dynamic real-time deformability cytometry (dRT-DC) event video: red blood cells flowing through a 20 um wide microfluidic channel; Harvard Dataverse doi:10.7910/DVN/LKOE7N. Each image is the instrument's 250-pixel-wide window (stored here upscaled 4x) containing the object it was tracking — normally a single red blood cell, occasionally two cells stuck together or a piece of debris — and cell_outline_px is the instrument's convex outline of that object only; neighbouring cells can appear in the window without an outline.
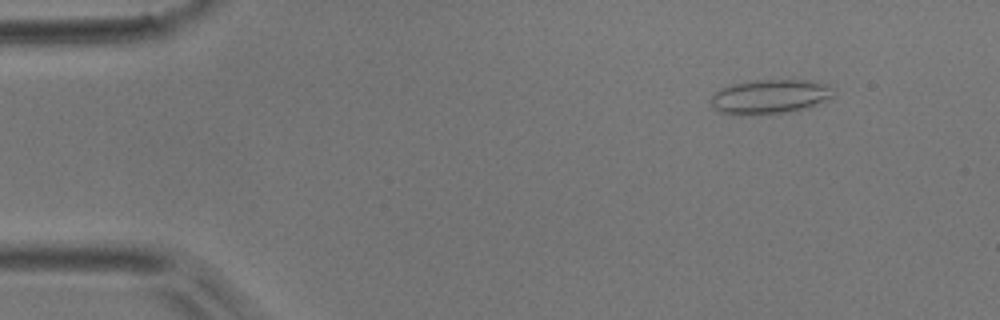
{"species": "common noctule bat (a hibernating species)", "species_latin": "Nyctalus noctula", "temperature_condition": "room temperature", "stored_images_in_passage": 51, "camera_frame_rate_fps": 3000, "um_per_image_px": 0.085, "animal": {"sex": "male", "body_mass_g": 17.9}, "frame": {"image": 1, "passage_image": 6, "time_ms": 1.667, "image_size_px": [1000, 320], "cell_outline_px": [[832, 96], [816, 104], [804, 108], [784, 112], [732, 116], [720, 112], [712, 108], [712, 96], [720, 88], [732, 84], [756, 80], [804, 80], [828, 84], [832, 88]], "centroid_in_image_um": [65.37, 8.22], "position_along_channel_um": 19.6, "area_um2": 24.28}}
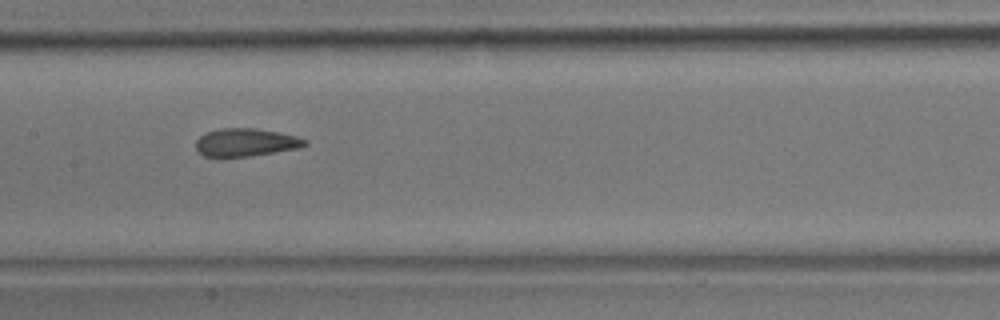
{"frame": {"image": 2, "passage_image": 25, "time_ms": 8.0, "image_size_px": [1000, 320], "cell_outline_px": [[308, 144], [296, 148], [248, 156], [204, 156], [196, 148], [196, 140], [204, 132], [220, 128], [256, 128], [296, 136], [308, 140]], "centroid_in_image_um": [20.86, 12.08], "position_along_channel_um": 186.5, "area_um2": 17.46}}
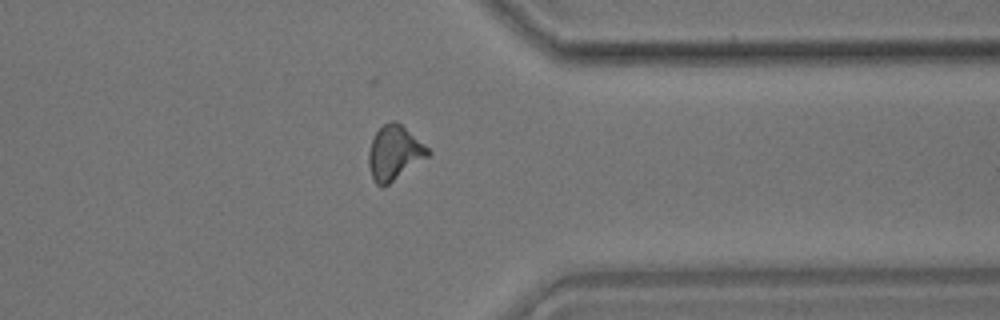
{"frame": {"image": 3, "passage_image": 40, "time_ms": 13.0, "image_size_px": [1000, 320], "cell_outline_px": [[432, 152], [428, 156], [388, 184], [376, 184], [372, 176], [368, 164], [368, 152], [372, 140], [376, 132], [384, 124], [392, 120], [396, 120], [428, 148]], "centroid_in_image_um": [33.51, 12.97], "position_along_channel_um": 377.9, "area_um2": 18.26}, "authors_computed_cell_mechanics": {"area_um2": 18.2648, "velocity_mm_per_s": 3.9548, "shape_relaxation_time_tau1_ms": null, "shape_relaxation_time_tau2_ms": 1.3061, "deformation_change_tau1": null, "deformation_change_tau2": 0.0986}}